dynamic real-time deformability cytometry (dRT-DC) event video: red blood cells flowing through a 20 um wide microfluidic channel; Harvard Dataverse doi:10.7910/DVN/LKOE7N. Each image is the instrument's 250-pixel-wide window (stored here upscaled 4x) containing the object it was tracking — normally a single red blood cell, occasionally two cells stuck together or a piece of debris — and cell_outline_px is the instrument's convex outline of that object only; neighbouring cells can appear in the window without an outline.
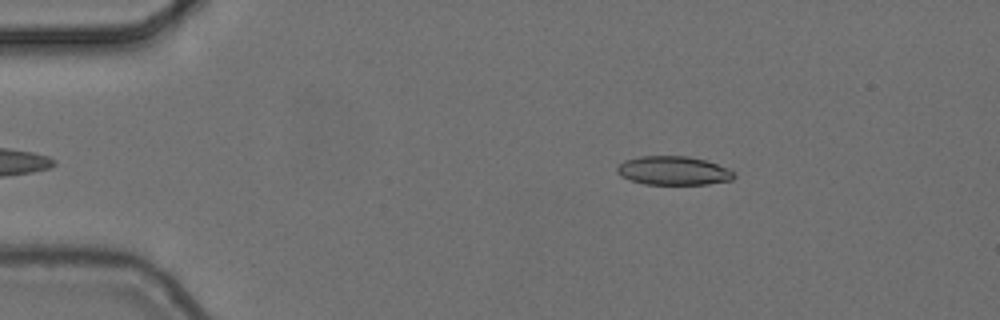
{"species": "common noctule bat (a hibernating species)", "species_latin": "Nyctalus noctula", "temperature_condition": "cold", "stored_images_in_passage": 2, "camera_frame_rate_fps": 3000, "um_per_image_px": 0.085, "animal": {"sex": "female", "body_mass_g": 24.6, "forearm_length_mm": 56.2}, "frame": {"image": 1, "passage_image": 2, "time_ms": 0.333, "image_size_px": [1000, 320], "cell_outline_px": [[736, 176], [732, 180], [708, 184], [644, 184], [620, 176], [616, 172], [616, 168], [624, 160], [640, 156], [688, 156], [704, 160], [716, 164], [736, 172]], "centroid_in_image_um": [57.24, 14.51], "position_along_channel_um": 27.8, "area_um2": 19.59}}